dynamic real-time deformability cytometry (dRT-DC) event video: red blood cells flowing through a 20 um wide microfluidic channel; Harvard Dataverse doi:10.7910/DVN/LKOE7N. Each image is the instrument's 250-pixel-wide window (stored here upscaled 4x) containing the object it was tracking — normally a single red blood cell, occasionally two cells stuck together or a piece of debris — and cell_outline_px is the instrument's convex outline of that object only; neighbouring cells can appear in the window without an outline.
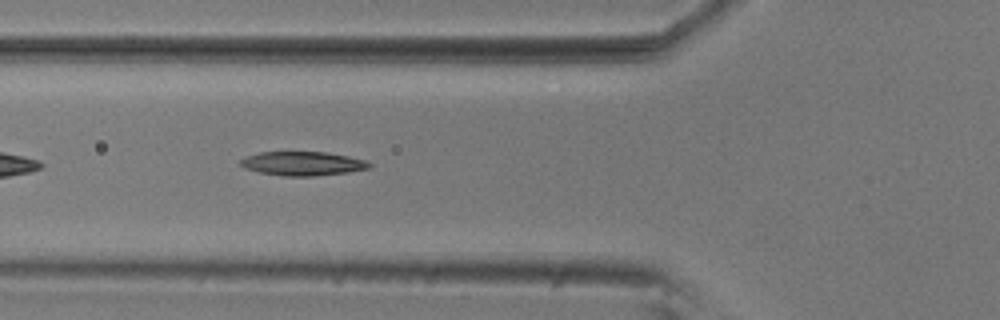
{"species": "common noctule bat (a hibernating species)", "species_latin": "Nyctalus noctula", "temperature_condition": "room temperature", "stored_images_in_passage": 37, "camera_frame_rate_fps": 3000, "um_per_image_px": 0.085, "animal": {"sex": "male", "body_mass_g": 20.5, "forearm_length_mm": 52.5}, "frame": {"image": 1, "passage_image": 6, "time_ms": 1.667, "image_size_px": [1000, 320], "cell_outline_px": [[372, 168], [348, 172], [312, 176], [284, 176], [260, 172], [244, 168], [240, 164], [240, 160], [248, 156], [260, 152], [328, 152], [348, 156], [364, 160], [372, 164]], "centroid_in_image_um": [25.75, 13.9], "position_along_channel_um": 100.0, "area_um2": 17.92}}
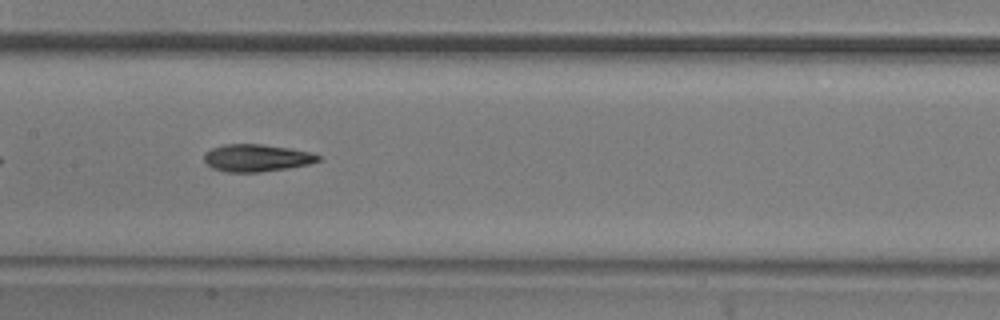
{"frame": {"image": 2, "passage_image": 13, "time_ms": 4.0, "image_size_px": [1000, 320], "cell_outline_px": [[320, 160], [308, 164], [288, 168], [260, 172], [224, 172], [212, 168], [204, 160], [204, 152], [212, 148], [224, 144], [260, 144], [288, 148], [312, 152], [320, 156]], "centroid_in_image_um": [21.79, 13.42], "position_along_channel_um": 185.6, "area_um2": 18.15}}
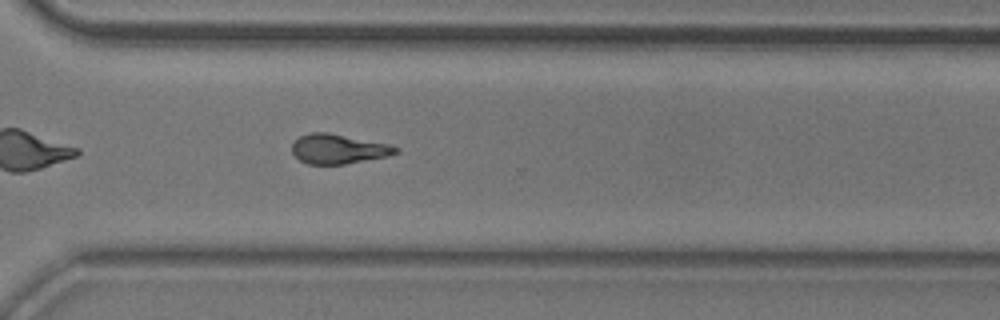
{"frame": {"image": 3, "passage_image": 26, "time_ms": 8.333, "image_size_px": [1000, 320], "cell_outline_px": [[400, 148], [396, 152], [388, 156], [344, 164], [308, 164], [300, 160], [292, 152], [292, 144], [300, 136], [312, 132], [328, 132], [388, 144]], "centroid_in_image_um": [28.74, 12.66], "position_along_channel_um": 341.9, "area_um2": 17.69}, "authors_computed_cell_mechanics": {"area_um2": 18.0336, "velocity_mm_per_s": 3.6276, "shape_relaxation_time_tau1_ms": 4.2739, "shape_relaxation_time_tau2_ms": 3.2926, "deformation_change_tau1": 0.1585, "deformation_change_tau2": 0.1058}}